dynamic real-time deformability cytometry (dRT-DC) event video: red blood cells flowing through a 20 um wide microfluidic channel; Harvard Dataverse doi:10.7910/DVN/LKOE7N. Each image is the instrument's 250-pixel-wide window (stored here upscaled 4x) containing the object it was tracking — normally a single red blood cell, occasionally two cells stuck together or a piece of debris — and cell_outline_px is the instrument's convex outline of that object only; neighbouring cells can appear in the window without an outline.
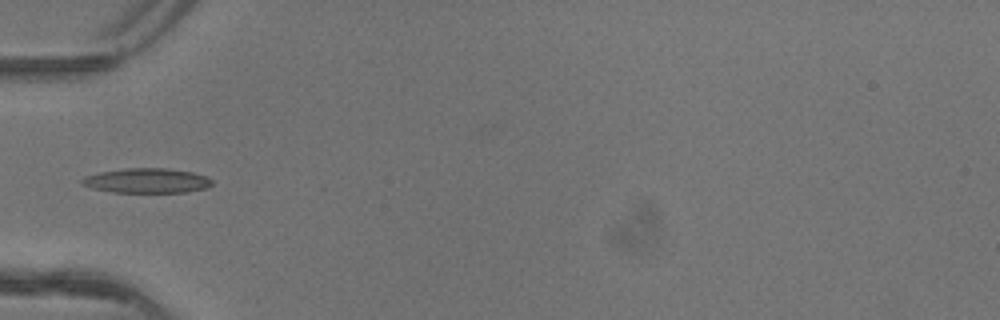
{"species": "common noctule bat (a hibernating species)", "species_latin": "Nyctalus noctula", "temperature_condition": "warm", "stored_images_in_passage": 5, "camera_frame_rate_fps": 3000, "um_per_image_px": 0.085, "animal": {"sex": "female"}, "frame": {"image": 1, "passage_image": 5, "time_ms": 1.333, "image_size_px": [1000, 320], "cell_outline_px": [[212, 184], [208, 188], [184, 192], [112, 192], [92, 188], [80, 184], [80, 180], [84, 176], [100, 172], [124, 168], [164, 168], [192, 172], [204, 176], [212, 180]], "centroid_in_image_um": [12.44, 15.35], "position_along_channel_um": 72.6, "area_um2": 18.73}}